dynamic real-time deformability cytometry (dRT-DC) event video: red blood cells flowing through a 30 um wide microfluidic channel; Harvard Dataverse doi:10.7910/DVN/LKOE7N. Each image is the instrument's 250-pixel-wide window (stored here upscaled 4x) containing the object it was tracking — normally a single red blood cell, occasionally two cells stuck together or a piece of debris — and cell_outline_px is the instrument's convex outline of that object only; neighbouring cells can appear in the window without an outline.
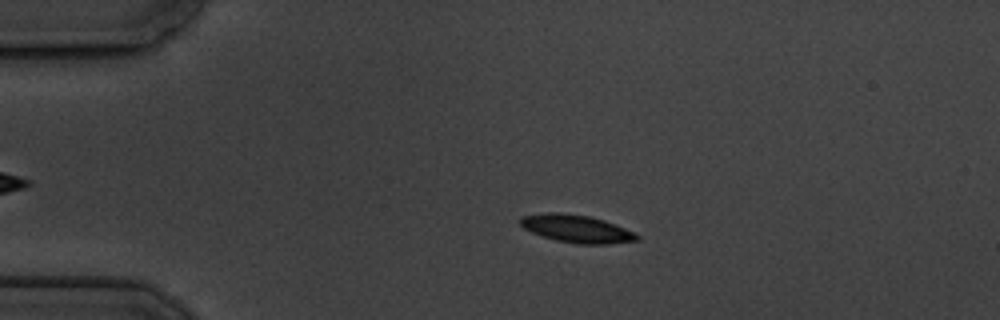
{"species": "common noctule bat (a hibernating species)", "species_latin": "Nyctalus noctula", "temperature_condition": "cold", "stored_images_in_passage": 8, "camera_frame_rate_fps": 3000, "um_per_image_px": 0.085, "animal": {"sex": "male", "body_mass_g": 19.5, "forearm_length_mm": 54.6}, "frame": {"image": 1, "passage_image": 1, "time_ms": 0.0, "image_size_px": [1000, 320], "cell_outline_px": [[640, 240], [608, 244], [580, 244], [556, 240], [532, 232], [524, 228], [516, 220], [520, 216], [544, 212], [564, 212], [588, 216], [604, 220], [624, 228], [640, 236]], "centroid_in_image_um": [48.96, 19.42], "position_along_channel_um": 36.0, "area_um2": 18.9}}
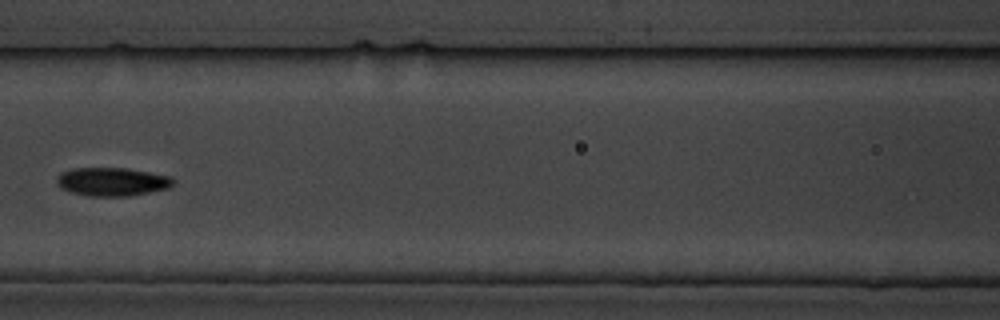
{"frame": {"image": 2, "passage_image": 5, "time_ms": 4.667, "image_size_px": [1000, 320], "cell_outline_px": [[176, 180], [168, 188], [132, 196], [88, 196], [72, 192], [60, 188], [56, 184], [56, 176], [60, 172], [72, 168], [128, 168], [172, 176]], "centroid_in_image_um": [9.52, 15.44], "position_along_channel_um": 157.1, "area_um2": 19.59}}
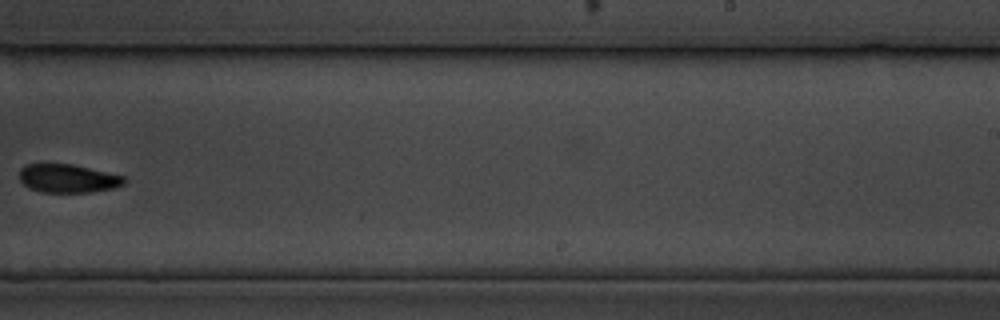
{"frame": {"image": 3, "passage_image": 8, "time_ms": 8.333, "image_size_px": [1000, 320], "cell_outline_px": [[124, 184], [112, 188], [92, 192], [40, 192], [28, 188], [20, 180], [20, 168], [28, 164], [72, 164], [124, 176]], "centroid_in_image_um": [5.74, 15.17], "position_along_channel_um": 283.3, "area_um2": 17.22}}